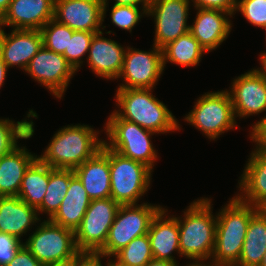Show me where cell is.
<instances>
[{"label":"cell","mask_w":266,"mask_h":266,"mask_svg":"<svg viewBox=\"0 0 266 266\" xmlns=\"http://www.w3.org/2000/svg\"><path fill=\"white\" fill-rule=\"evenodd\" d=\"M143 14L147 15V12L141 14L139 6L113 5L111 9L112 23L129 32L132 31Z\"/></svg>","instance_id":"obj_35"},{"label":"cell","mask_w":266,"mask_h":266,"mask_svg":"<svg viewBox=\"0 0 266 266\" xmlns=\"http://www.w3.org/2000/svg\"><path fill=\"white\" fill-rule=\"evenodd\" d=\"M111 260V261H110ZM109 260V258H108V261L109 262H107V264H105L106 266H118L115 262H113V260L112 259H110Z\"/></svg>","instance_id":"obj_51"},{"label":"cell","mask_w":266,"mask_h":266,"mask_svg":"<svg viewBox=\"0 0 266 266\" xmlns=\"http://www.w3.org/2000/svg\"><path fill=\"white\" fill-rule=\"evenodd\" d=\"M166 212L165 208L157 212L150 223L147 234L154 259L176 262L171 254L174 251L180 254L179 226L176 217L166 218Z\"/></svg>","instance_id":"obj_21"},{"label":"cell","mask_w":266,"mask_h":266,"mask_svg":"<svg viewBox=\"0 0 266 266\" xmlns=\"http://www.w3.org/2000/svg\"><path fill=\"white\" fill-rule=\"evenodd\" d=\"M266 252V215L259 209L250 219L235 266H259Z\"/></svg>","instance_id":"obj_26"},{"label":"cell","mask_w":266,"mask_h":266,"mask_svg":"<svg viewBox=\"0 0 266 266\" xmlns=\"http://www.w3.org/2000/svg\"><path fill=\"white\" fill-rule=\"evenodd\" d=\"M142 3V11L147 12L148 5L143 0H115L114 5L138 6Z\"/></svg>","instance_id":"obj_41"},{"label":"cell","mask_w":266,"mask_h":266,"mask_svg":"<svg viewBox=\"0 0 266 266\" xmlns=\"http://www.w3.org/2000/svg\"><path fill=\"white\" fill-rule=\"evenodd\" d=\"M95 33L88 51V64L92 71L102 78L117 79L121 73L126 49L114 40Z\"/></svg>","instance_id":"obj_20"},{"label":"cell","mask_w":266,"mask_h":266,"mask_svg":"<svg viewBox=\"0 0 266 266\" xmlns=\"http://www.w3.org/2000/svg\"><path fill=\"white\" fill-rule=\"evenodd\" d=\"M235 10L249 23L266 30V0H237Z\"/></svg>","instance_id":"obj_34"},{"label":"cell","mask_w":266,"mask_h":266,"mask_svg":"<svg viewBox=\"0 0 266 266\" xmlns=\"http://www.w3.org/2000/svg\"><path fill=\"white\" fill-rule=\"evenodd\" d=\"M23 245L18 238L0 232V266H6Z\"/></svg>","instance_id":"obj_36"},{"label":"cell","mask_w":266,"mask_h":266,"mask_svg":"<svg viewBox=\"0 0 266 266\" xmlns=\"http://www.w3.org/2000/svg\"><path fill=\"white\" fill-rule=\"evenodd\" d=\"M55 0H11L5 12V26L40 30L54 18Z\"/></svg>","instance_id":"obj_19"},{"label":"cell","mask_w":266,"mask_h":266,"mask_svg":"<svg viewBox=\"0 0 266 266\" xmlns=\"http://www.w3.org/2000/svg\"><path fill=\"white\" fill-rule=\"evenodd\" d=\"M259 209L266 215V202H264Z\"/></svg>","instance_id":"obj_49"},{"label":"cell","mask_w":266,"mask_h":266,"mask_svg":"<svg viewBox=\"0 0 266 266\" xmlns=\"http://www.w3.org/2000/svg\"><path fill=\"white\" fill-rule=\"evenodd\" d=\"M255 149L250 154L249 161L241 175L239 182L241 195L236 196L242 202L259 208L266 202V150L258 146Z\"/></svg>","instance_id":"obj_22"},{"label":"cell","mask_w":266,"mask_h":266,"mask_svg":"<svg viewBox=\"0 0 266 266\" xmlns=\"http://www.w3.org/2000/svg\"><path fill=\"white\" fill-rule=\"evenodd\" d=\"M8 71V67L5 64V62L2 60L1 56H0V88L3 85L5 78H6V74Z\"/></svg>","instance_id":"obj_44"},{"label":"cell","mask_w":266,"mask_h":266,"mask_svg":"<svg viewBox=\"0 0 266 266\" xmlns=\"http://www.w3.org/2000/svg\"><path fill=\"white\" fill-rule=\"evenodd\" d=\"M2 26H5V11L0 8V32L3 31Z\"/></svg>","instance_id":"obj_47"},{"label":"cell","mask_w":266,"mask_h":266,"mask_svg":"<svg viewBox=\"0 0 266 266\" xmlns=\"http://www.w3.org/2000/svg\"><path fill=\"white\" fill-rule=\"evenodd\" d=\"M111 198L120 205L137 204L150 187L152 170L109 149Z\"/></svg>","instance_id":"obj_6"},{"label":"cell","mask_w":266,"mask_h":266,"mask_svg":"<svg viewBox=\"0 0 266 266\" xmlns=\"http://www.w3.org/2000/svg\"><path fill=\"white\" fill-rule=\"evenodd\" d=\"M38 211L18 196H0V232L21 239L36 223Z\"/></svg>","instance_id":"obj_23"},{"label":"cell","mask_w":266,"mask_h":266,"mask_svg":"<svg viewBox=\"0 0 266 266\" xmlns=\"http://www.w3.org/2000/svg\"><path fill=\"white\" fill-rule=\"evenodd\" d=\"M236 117H246L266 111V79L255 69L233 80L228 91Z\"/></svg>","instance_id":"obj_15"},{"label":"cell","mask_w":266,"mask_h":266,"mask_svg":"<svg viewBox=\"0 0 266 266\" xmlns=\"http://www.w3.org/2000/svg\"><path fill=\"white\" fill-rule=\"evenodd\" d=\"M107 0H55L54 19L74 31L101 32Z\"/></svg>","instance_id":"obj_14"},{"label":"cell","mask_w":266,"mask_h":266,"mask_svg":"<svg viewBox=\"0 0 266 266\" xmlns=\"http://www.w3.org/2000/svg\"><path fill=\"white\" fill-rule=\"evenodd\" d=\"M98 134L88 125H68L54 134L43 155L37 158L54 169L74 170L102 148L104 140Z\"/></svg>","instance_id":"obj_1"},{"label":"cell","mask_w":266,"mask_h":266,"mask_svg":"<svg viewBox=\"0 0 266 266\" xmlns=\"http://www.w3.org/2000/svg\"><path fill=\"white\" fill-rule=\"evenodd\" d=\"M189 0H157L148 5L147 15L154 16V43L162 49L189 31Z\"/></svg>","instance_id":"obj_13"},{"label":"cell","mask_w":266,"mask_h":266,"mask_svg":"<svg viewBox=\"0 0 266 266\" xmlns=\"http://www.w3.org/2000/svg\"><path fill=\"white\" fill-rule=\"evenodd\" d=\"M49 182V165L38 158L25 171L18 197L36 209L41 205Z\"/></svg>","instance_id":"obj_28"},{"label":"cell","mask_w":266,"mask_h":266,"mask_svg":"<svg viewBox=\"0 0 266 266\" xmlns=\"http://www.w3.org/2000/svg\"><path fill=\"white\" fill-rule=\"evenodd\" d=\"M211 260H212V263L210 262V265H209V263L205 264V262H204L205 260L202 259V260H193V263L187 264L186 266H234V265L226 263V262L215 261L213 259H211ZM194 262H196V263H194Z\"/></svg>","instance_id":"obj_42"},{"label":"cell","mask_w":266,"mask_h":266,"mask_svg":"<svg viewBox=\"0 0 266 266\" xmlns=\"http://www.w3.org/2000/svg\"><path fill=\"white\" fill-rule=\"evenodd\" d=\"M105 130L110 143L104 140V144L109 149L153 170L157 152L154 150L150 137L155 132L120 118L114 111L108 118Z\"/></svg>","instance_id":"obj_5"},{"label":"cell","mask_w":266,"mask_h":266,"mask_svg":"<svg viewBox=\"0 0 266 266\" xmlns=\"http://www.w3.org/2000/svg\"><path fill=\"white\" fill-rule=\"evenodd\" d=\"M162 49L155 44L150 52L127 47L123 67L118 78L124 84L118 88H151L158 82L163 73Z\"/></svg>","instance_id":"obj_11"},{"label":"cell","mask_w":266,"mask_h":266,"mask_svg":"<svg viewBox=\"0 0 266 266\" xmlns=\"http://www.w3.org/2000/svg\"><path fill=\"white\" fill-rule=\"evenodd\" d=\"M161 208L163 207L160 205L153 206L148 202L121 205L110 227L106 243L99 253L112 257L134 238L147 234L153 217Z\"/></svg>","instance_id":"obj_8"},{"label":"cell","mask_w":266,"mask_h":266,"mask_svg":"<svg viewBox=\"0 0 266 266\" xmlns=\"http://www.w3.org/2000/svg\"><path fill=\"white\" fill-rule=\"evenodd\" d=\"M40 32L43 46L63 55L64 51L68 50L69 35H73L74 30L53 18L40 29Z\"/></svg>","instance_id":"obj_32"},{"label":"cell","mask_w":266,"mask_h":266,"mask_svg":"<svg viewBox=\"0 0 266 266\" xmlns=\"http://www.w3.org/2000/svg\"><path fill=\"white\" fill-rule=\"evenodd\" d=\"M36 159L19 146L0 158V196H18L24 173Z\"/></svg>","instance_id":"obj_25"},{"label":"cell","mask_w":266,"mask_h":266,"mask_svg":"<svg viewBox=\"0 0 266 266\" xmlns=\"http://www.w3.org/2000/svg\"><path fill=\"white\" fill-rule=\"evenodd\" d=\"M204 53L199 41L188 31L162 48L163 67L168 61L184 67L196 66Z\"/></svg>","instance_id":"obj_27"},{"label":"cell","mask_w":266,"mask_h":266,"mask_svg":"<svg viewBox=\"0 0 266 266\" xmlns=\"http://www.w3.org/2000/svg\"><path fill=\"white\" fill-rule=\"evenodd\" d=\"M259 266H266V252H265V254H264V256H263V258H262V261H261V263L259 264Z\"/></svg>","instance_id":"obj_50"},{"label":"cell","mask_w":266,"mask_h":266,"mask_svg":"<svg viewBox=\"0 0 266 266\" xmlns=\"http://www.w3.org/2000/svg\"><path fill=\"white\" fill-rule=\"evenodd\" d=\"M177 264V262L152 259L145 266H178Z\"/></svg>","instance_id":"obj_43"},{"label":"cell","mask_w":266,"mask_h":266,"mask_svg":"<svg viewBox=\"0 0 266 266\" xmlns=\"http://www.w3.org/2000/svg\"><path fill=\"white\" fill-rule=\"evenodd\" d=\"M147 5H150L151 3L157 1V0H143Z\"/></svg>","instance_id":"obj_52"},{"label":"cell","mask_w":266,"mask_h":266,"mask_svg":"<svg viewBox=\"0 0 266 266\" xmlns=\"http://www.w3.org/2000/svg\"><path fill=\"white\" fill-rule=\"evenodd\" d=\"M25 72L57 98H62L72 76L77 72L62 54L42 45Z\"/></svg>","instance_id":"obj_12"},{"label":"cell","mask_w":266,"mask_h":266,"mask_svg":"<svg viewBox=\"0 0 266 266\" xmlns=\"http://www.w3.org/2000/svg\"><path fill=\"white\" fill-rule=\"evenodd\" d=\"M98 32L74 31L69 35L68 50L64 51L63 56L77 71L83 61L81 58L88 53L92 37Z\"/></svg>","instance_id":"obj_33"},{"label":"cell","mask_w":266,"mask_h":266,"mask_svg":"<svg viewBox=\"0 0 266 266\" xmlns=\"http://www.w3.org/2000/svg\"><path fill=\"white\" fill-rule=\"evenodd\" d=\"M120 206L111 197L91 200L79 227L74 232L79 252H99L104 247Z\"/></svg>","instance_id":"obj_10"},{"label":"cell","mask_w":266,"mask_h":266,"mask_svg":"<svg viewBox=\"0 0 266 266\" xmlns=\"http://www.w3.org/2000/svg\"><path fill=\"white\" fill-rule=\"evenodd\" d=\"M258 207L242 202L237 196L216 215L215 247L212 259L236 265L242 251L251 217Z\"/></svg>","instance_id":"obj_4"},{"label":"cell","mask_w":266,"mask_h":266,"mask_svg":"<svg viewBox=\"0 0 266 266\" xmlns=\"http://www.w3.org/2000/svg\"><path fill=\"white\" fill-rule=\"evenodd\" d=\"M250 136L260 149L266 150V116L253 125Z\"/></svg>","instance_id":"obj_40"},{"label":"cell","mask_w":266,"mask_h":266,"mask_svg":"<svg viewBox=\"0 0 266 266\" xmlns=\"http://www.w3.org/2000/svg\"><path fill=\"white\" fill-rule=\"evenodd\" d=\"M42 45L40 30L13 29L10 34L4 30L0 32V56L8 68L18 65L25 71Z\"/></svg>","instance_id":"obj_16"},{"label":"cell","mask_w":266,"mask_h":266,"mask_svg":"<svg viewBox=\"0 0 266 266\" xmlns=\"http://www.w3.org/2000/svg\"><path fill=\"white\" fill-rule=\"evenodd\" d=\"M195 8L218 9L229 12L232 15L236 11L237 0H191Z\"/></svg>","instance_id":"obj_37"},{"label":"cell","mask_w":266,"mask_h":266,"mask_svg":"<svg viewBox=\"0 0 266 266\" xmlns=\"http://www.w3.org/2000/svg\"><path fill=\"white\" fill-rule=\"evenodd\" d=\"M151 88H118L116 102L120 107L114 111L120 118L155 133L180 130L178 120L163 102L156 99Z\"/></svg>","instance_id":"obj_2"},{"label":"cell","mask_w":266,"mask_h":266,"mask_svg":"<svg viewBox=\"0 0 266 266\" xmlns=\"http://www.w3.org/2000/svg\"><path fill=\"white\" fill-rule=\"evenodd\" d=\"M235 117L228 90H222L207 92L199 97L193 110L186 115L185 121L215 140L225 131L237 127Z\"/></svg>","instance_id":"obj_7"},{"label":"cell","mask_w":266,"mask_h":266,"mask_svg":"<svg viewBox=\"0 0 266 266\" xmlns=\"http://www.w3.org/2000/svg\"><path fill=\"white\" fill-rule=\"evenodd\" d=\"M6 266H44L35 256L23 245L14 258Z\"/></svg>","instance_id":"obj_38"},{"label":"cell","mask_w":266,"mask_h":266,"mask_svg":"<svg viewBox=\"0 0 266 266\" xmlns=\"http://www.w3.org/2000/svg\"><path fill=\"white\" fill-rule=\"evenodd\" d=\"M113 257L118 266H145L154 259L148 234L134 238Z\"/></svg>","instance_id":"obj_30"},{"label":"cell","mask_w":266,"mask_h":266,"mask_svg":"<svg viewBox=\"0 0 266 266\" xmlns=\"http://www.w3.org/2000/svg\"><path fill=\"white\" fill-rule=\"evenodd\" d=\"M103 257L105 256L99 252H79L74 257V266H103Z\"/></svg>","instance_id":"obj_39"},{"label":"cell","mask_w":266,"mask_h":266,"mask_svg":"<svg viewBox=\"0 0 266 266\" xmlns=\"http://www.w3.org/2000/svg\"><path fill=\"white\" fill-rule=\"evenodd\" d=\"M34 124L30 120L17 121L0 119V154L12 152L17 145L18 139H29L34 134Z\"/></svg>","instance_id":"obj_31"},{"label":"cell","mask_w":266,"mask_h":266,"mask_svg":"<svg viewBox=\"0 0 266 266\" xmlns=\"http://www.w3.org/2000/svg\"><path fill=\"white\" fill-rule=\"evenodd\" d=\"M195 9L198 10L197 16L194 24L189 26V32L208 53L227 39L231 32V22L227 16L231 18L232 14L218 9Z\"/></svg>","instance_id":"obj_18"},{"label":"cell","mask_w":266,"mask_h":266,"mask_svg":"<svg viewBox=\"0 0 266 266\" xmlns=\"http://www.w3.org/2000/svg\"><path fill=\"white\" fill-rule=\"evenodd\" d=\"M260 61H261V69L257 68L255 69L260 75H262L265 79H266V53H261V57H260Z\"/></svg>","instance_id":"obj_45"},{"label":"cell","mask_w":266,"mask_h":266,"mask_svg":"<svg viewBox=\"0 0 266 266\" xmlns=\"http://www.w3.org/2000/svg\"><path fill=\"white\" fill-rule=\"evenodd\" d=\"M11 0H0V8L5 12L8 10Z\"/></svg>","instance_id":"obj_48"},{"label":"cell","mask_w":266,"mask_h":266,"mask_svg":"<svg viewBox=\"0 0 266 266\" xmlns=\"http://www.w3.org/2000/svg\"><path fill=\"white\" fill-rule=\"evenodd\" d=\"M37 260L45 265L74 258L78 253L74 231L44 220L24 243Z\"/></svg>","instance_id":"obj_9"},{"label":"cell","mask_w":266,"mask_h":266,"mask_svg":"<svg viewBox=\"0 0 266 266\" xmlns=\"http://www.w3.org/2000/svg\"><path fill=\"white\" fill-rule=\"evenodd\" d=\"M211 199L193 201L184 212L179 226L180 256L191 260L211 259L215 247L217 217L211 211Z\"/></svg>","instance_id":"obj_3"},{"label":"cell","mask_w":266,"mask_h":266,"mask_svg":"<svg viewBox=\"0 0 266 266\" xmlns=\"http://www.w3.org/2000/svg\"><path fill=\"white\" fill-rule=\"evenodd\" d=\"M91 200L111 197L109 148H102L91 158L74 169Z\"/></svg>","instance_id":"obj_17"},{"label":"cell","mask_w":266,"mask_h":266,"mask_svg":"<svg viewBox=\"0 0 266 266\" xmlns=\"http://www.w3.org/2000/svg\"><path fill=\"white\" fill-rule=\"evenodd\" d=\"M91 199L79 178L74 175L70 179L67 193L61 202L59 210L50 219L53 223L75 232L79 227Z\"/></svg>","instance_id":"obj_24"},{"label":"cell","mask_w":266,"mask_h":266,"mask_svg":"<svg viewBox=\"0 0 266 266\" xmlns=\"http://www.w3.org/2000/svg\"><path fill=\"white\" fill-rule=\"evenodd\" d=\"M74 175L73 169H54L49 166V182L42 203L37 208L38 213H47L49 219L55 215L67 193L70 179Z\"/></svg>","instance_id":"obj_29"},{"label":"cell","mask_w":266,"mask_h":266,"mask_svg":"<svg viewBox=\"0 0 266 266\" xmlns=\"http://www.w3.org/2000/svg\"><path fill=\"white\" fill-rule=\"evenodd\" d=\"M45 266H74V258L63 262L51 263Z\"/></svg>","instance_id":"obj_46"}]
</instances>
